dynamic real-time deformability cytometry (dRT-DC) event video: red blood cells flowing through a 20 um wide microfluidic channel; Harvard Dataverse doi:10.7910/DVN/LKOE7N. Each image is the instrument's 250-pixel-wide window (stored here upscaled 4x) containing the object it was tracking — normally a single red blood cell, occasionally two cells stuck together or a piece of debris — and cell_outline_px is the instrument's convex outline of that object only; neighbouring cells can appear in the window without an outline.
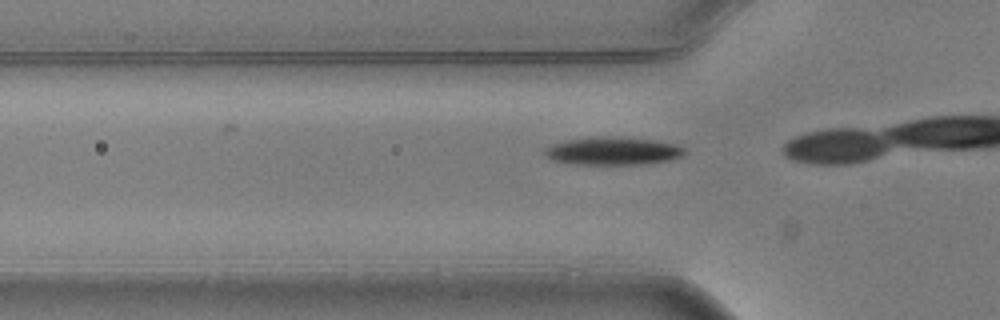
{"species": "common noctule bat (a hibernating species)", "species_latin": "Nyctalus noctula", "temperature_condition": "warm", "stored_images_in_passage": 4, "camera_frame_rate_fps": 3000, "um_per_image_px": 0.085, "animal": {"sex": "male", "body_mass_g": 20.5, "forearm_length_mm": 52.5}, "frame": {"image": 1, "passage_image": 2, "time_ms": 0.333, "image_size_px": [1000, 320], "cell_outline_px": [[688, 152], [684, 156], [672, 160], [640, 164], [576, 164], [552, 160], [544, 152], [544, 148], [552, 144], [568, 140], [600, 136], [612, 136], [656, 140], [676, 144], [684, 148]], "centroid_in_image_um": [52.16, 12.83], "position_along_channel_um": 73.6, "area_um2": 22.83}}